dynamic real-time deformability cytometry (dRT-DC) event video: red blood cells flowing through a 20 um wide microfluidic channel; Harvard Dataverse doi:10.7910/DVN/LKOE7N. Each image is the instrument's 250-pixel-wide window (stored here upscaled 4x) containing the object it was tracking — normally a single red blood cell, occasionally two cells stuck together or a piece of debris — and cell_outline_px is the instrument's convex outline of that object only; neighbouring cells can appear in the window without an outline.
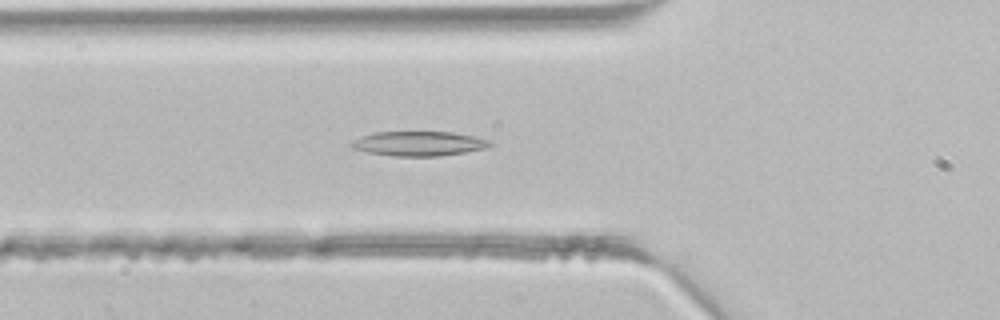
{"species": "common noctule bat (a hibernating species)", "species_latin": "Nyctalus noctula", "temperature_condition": "room temperature", "stored_images_in_passage": 35, "camera_frame_rate_fps": 3000, "um_per_image_px": 0.085, "animal": {"sex": "male", "body_mass_g": 21.5, "forearm_length_mm": 52.0}, "frame": {"image": 1, "passage_image": 7, "time_ms": 2.0, "image_size_px": [1000, 320], "cell_outline_px": [[496, 144], [488, 148], [440, 156], [392, 156], [368, 152], [352, 148], [348, 144], [352, 140], [376, 132], [452, 132], [492, 140]], "centroid_in_image_um": [35.65, 12.21], "position_along_channel_um": 90.2, "area_um2": 19.94}}
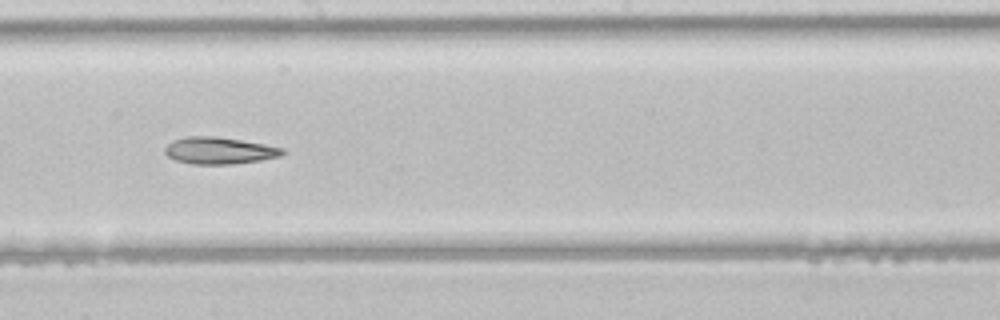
{"frame": {"image": 2, "passage_image": 16, "time_ms": 5.0, "image_size_px": [1000, 320], "cell_outline_px": [[288, 152], [280, 156], [260, 160], [232, 164], [192, 164], [176, 160], [168, 156], [164, 152], [164, 148], [172, 140], [184, 136], [216, 136], [264, 144], [284, 148]], "centroid_in_image_um": [18.63, 12.79], "position_along_channel_um": 229.6, "area_um2": 18.5}}
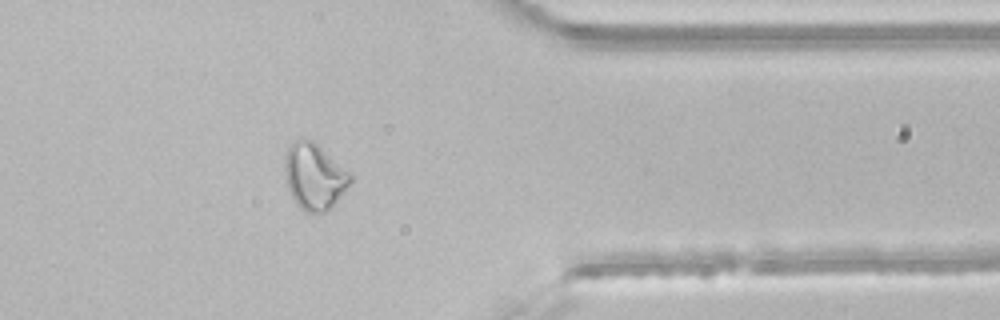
{"frame": {"image": 3, "passage_image": 27, "time_ms": 8.667, "image_size_px": [1000, 320], "cell_outline_px": [[352, 180], [336, 200], [324, 212], [304, 212], [296, 204], [288, 188], [284, 168], [284, 156], [292, 140], [300, 136], [312, 140], [348, 172], [352, 176]], "centroid_in_image_um": [26.65, 14.95], "position_along_channel_um": 384.8, "area_um2": 24.85}}